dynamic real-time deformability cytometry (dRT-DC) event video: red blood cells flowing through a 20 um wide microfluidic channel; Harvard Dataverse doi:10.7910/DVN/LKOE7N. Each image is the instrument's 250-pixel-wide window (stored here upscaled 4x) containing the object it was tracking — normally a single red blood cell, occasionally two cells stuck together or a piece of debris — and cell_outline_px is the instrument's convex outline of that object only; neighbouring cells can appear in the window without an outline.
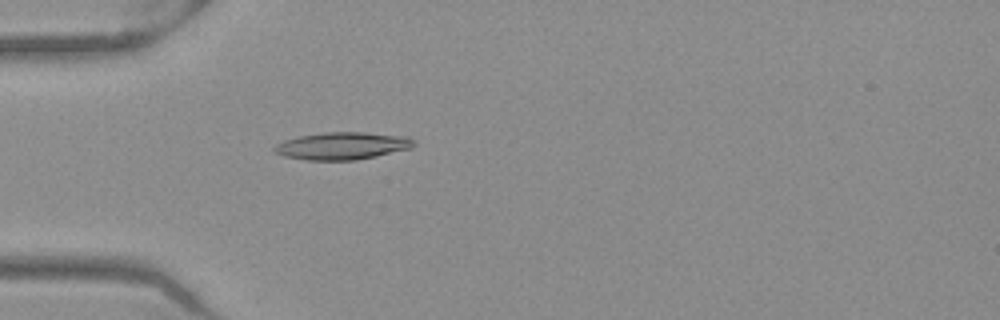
{"species": "Egyptian fruit bat (a non-hibernating species)", "species_latin": "Rousettus aegyptiacus", "temperature_condition": "warm", "stored_images_in_passage": 40, "camera_frame_rate_fps": 3000, "um_per_image_px": 0.085, "frame": {"image": 1, "passage_image": 4, "time_ms": 1.0, "image_size_px": [1000, 320], "cell_outline_px": [[416, 144], [412, 148], [376, 156], [356, 160], [308, 160], [284, 156], [276, 152], [272, 148], [276, 144], [284, 140], [300, 136], [324, 132], [364, 132], [408, 136], [416, 140]], "centroid_in_image_um": [29.14, 12.39], "position_along_channel_um": 55.9, "area_um2": 22.37}}
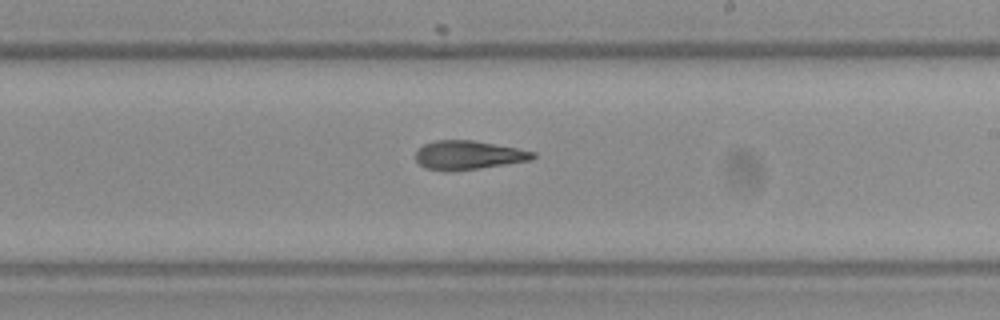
{"frame": {"image": 2, "passage_image": 19, "time_ms": 6.0, "image_size_px": [1000, 320], "cell_outline_px": [[536, 156], [532, 160], [480, 168], [424, 168], [416, 160], [416, 148], [424, 144], [436, 140], [472, 140], [516, 148], [536, 152]], "centroid_in_image_um": [39.84, 13.14], "position_along_channel_um": 249.2, "area_um2": 19.02}}
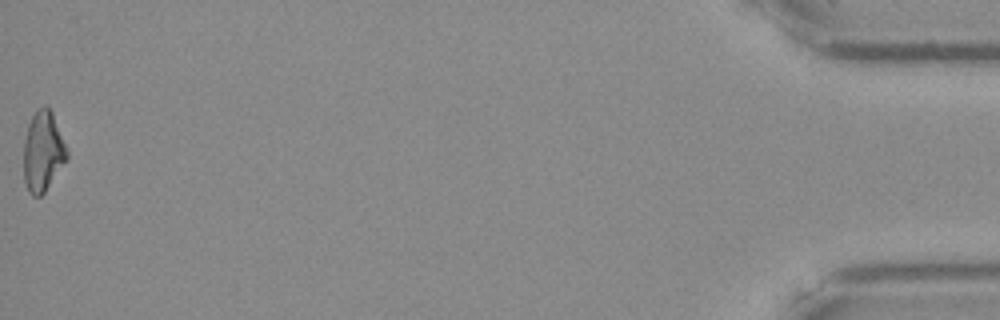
{"frame": {"image": 3, "passage_image": 40, "time_ms": 13.0, "image_size_px": [1000, 320], "cell_outline_px": [[68, 160], [44, 192], [40, 196], [32, 196], [28, 192], [24, 180], [24, 140], [28, 124], [36, 108], [44, 104], [52, 112], [68, 152]], "centroid_in_image_um": [3.64, 12.87], "position_along_channel_um": 431.6, "area_um2": 20.29}, "authors_computed_cell_mechanics": {"area_um2": 20.2011, "velocity_mm_per_s": 3.9889, "shape_relaxation_time_tau1_ms": null, "shape_relaxation_time_tau2_ms": 5.1201, "deformation_change_tau1": null, "deformation_change_tau2": 0.1707}}